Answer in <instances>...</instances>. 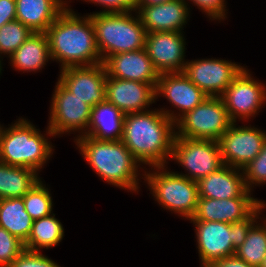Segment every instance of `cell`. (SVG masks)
<instances>
[{
	"mask_svg": "<svg viewBox=\"0 0 266 267\" xmlns=\"http://www.w3.org/2000/svg\"><path fill=\"white\" fill-rule=\"evenodd\" d=\"M53 91L47 127L55 138L74 134L72 139H76L84 135L89 128L92 107L75 97L58 80Z\"/></svg>",
	"mask_w": 266,
	"mask_h": 267,
	"instance_id": "obj_8",
	"label": "cell"
},
{
	"mask_svg": "<svg viewBox=\"0 0 266 267\" xmlns=\"http://www.w3.org/2000/svg\"><path fill=\"white\" fill-rule=\"evenodd\" d=\"M190 10V6L185 0H171L157 5L137 6L136 8L147 33L184 32V27L190 20Z\"/></svg>",
	"mask_w": 266,
	"mask_h": 267,
	"instance_id": "obj_19",
	"label": "cell"
},
{
	"mask_svg": "<svg viewBox=\"0 0 266 267\" xmlns=\"http://www.w3.org/2000/svg\"><path fill=\"white\" fill-rule=\"evenodd\" d=\"M33 33L20 21L14 20L0 27V63L4 56L9 58Z\"/></svg>",
	"mask_w": 266,
	"mask_h": 267,
	"instance_id": "obj_30",
	"label": "cell"
},
{
	"mask_svg": "<svg viewBox=\"0 0 266 267\" xmlns=\"http://www.w3.org/2000/svg\"><path fill=\"white\" fill-rule=\"evenodd\" d=\"M260 267H266V255H265V257H264V259H263V262H262V264L260 265Z\"/></svg>",
	"mask_w": 266,
	"mask_h": 267,
	"instance_id": "obj_40",
	"label": "cell"
},
{
	"mask_svg": "<svg viewBox=\"0 0 266 267\" xmlns=\"http://www.w3.org/2000/svg\"><path fill=\"white\" fill-rule=\"evenodd\" d=\"M263 212L265 213L264 209L258 207L248 218L231 223V230L233 231V247L235 249L243 244L251 227L264 216Z\"/></svg>",
	"mask_w": 266,
	"mask_h": 267,
	"instance_id": "obj_35",
	"label": "cell"
},
{
	"mask_svg": "<svg viewBox=\"0 0 266 267\" xmlns=\"http://www.w3.org/2000/svg\"><path fill=\"white\" fill-rule=\"evenodd\" d=\"M258 207L266 210V202L258 198H198L195 215L189 221L234 223L248 218Z\"/></svg>",
	"mask_w": 266,
	"mask_h": 267,
	"instance_id": "obj_18",
	"label": "cell"
},
{
	"mask_svg": "<svg viewBox=\"0 0 266 267\" xmlns=\"http://www.w3.org/2000/svg\"><path fill=\"white\" fill-rule=\"evenodd\" d=\"M46 184L40 179L24 196L26 212L32 220H38L53 213V197Z\"/></svg>",
	"mask_w": 266,
	"mask_h": 267,
	"instance_id": "obj_29",
	"label": "cell"
},
{
	"mask_svg": "<svg viewBox=\"0 0 266 267\" xmlns=\"http://www.w3.org/2000/svg\"><path fill=\"white\" fill-rule=\"evenodd\" d=\"M8 267H61L39 251L24 250Z\"/></svg>",
	"mask_w": 266,
	"mask_h": 267,
	"instance_id": "obj_34",
	"label": "cell"
},
{
	"mask_svg": "<svg viewBox=\"0 0 266 267\" xmlns=\"http://www.w3.org/2000/svg\"><path fill=\"white\" fill-rule=\"evenodd\" d=\"M183 33L166 31L146 34L145 50L159 74L183 72L187 62V39Z\"/></svg>",
	"mask_w": 266,
	"mask_h": 267,
	"instance_id": "obj_14",
	"label": "cell"
},
{
	"mask_svg": "<svg viewBox=\"0 0 266 267\" xmlns=\"http://www.w3.org/2000/svg\"><path fill=\"white\" fill-rule=\"evenodd\" d=\"M221 98L233 122H248L259 115L266 104V85L256 80L245 67Z\"/></svg>",
	"mask_w": 266,
	"mask_h": 267,
	"instance_id": "obj_10",
	"label": "cell"
},
{
	"mask_svg": "<svg viewBox=\"0 0 266 267\" xmlns=\"http://www.w3.org/2000/svg\"><path fill=\"white\" fill-rule=\"evenodd\" d=\"M2 64L0 63V75L2 74L3 68H2Z\"/></svg>",
	"mask_w": 266,
	"mask_h": 267,
	"instance_id": "obj_41",
	"label": "cell"
},
{
	"mask_svg": "<svg viewBox=\"0 0 266 267\" xmlns=\"http://www.w3.org/2000/svg\"><path fill=\"white\" fill-rule=\"evenodd\" d=\"M197 183L199 197L202 198H254L245 185L243 171L228 165H223Z\"/></svg>",
	"mask_w": 266,
	"mask_h": 267,
	"instance_id": "obj_21",
	"label": "cell"
},
{
	"mask_svg": "<svg viewBox=\"0 0 266 267\" xmlns=\"http://www.w3.org/2000/svg\"><path fill=\"white\" fill-rule=\"evenodd\" d=\"M175 136V123L160 109L125 114L121 141L144 169L172 161Z\"/></svg>",
	"mask_w": 266,
	"mask_h": 267,
	"instance_id": "obj_1",
	"label": "cell"
},
{
	"mask_svg": "<svg viewBox=\"0 0 266 267\" xmlns=\"http://www.w3.org/2000/svg\"><path fill=\"white\" fill-rule=\"evenodd\" d=\"M233 122L219 138L221 158L224 165L242 170L261 152L266 142V131L254 125Z\"/></svg>",
	"mask_w": 266,
	"mask_h": 267,
	"instance_id": "obj_11",
	"label": "cell"
},
{
	"mask_svg": "<svg viewBox=\"0 0 266 267\" xmlns=\"http://www.w3.org/2000/svg\"><path fill=\"white\" fill-rule=\"evenodd\" d=\"M16 20L33 32H46L69 6L68 0H15Z\"/></svg>",
	"mask_w": 266,
	"mask_h": 267,
	"instance_id": "obj_22",
	"label": "cell"
},
{
	"mask_svg": "<svg viewBox=\"0 0 266 267\" xmlns=\"http://www.w3.org/2000/svg\"><path fill=\"white\" fill-rule=\"evenodd\" d=\"M9 64L18 72H41L51 59L46 32H33L9 57Z\"/></svg>",
	"mask_w": 266,
	"mask_h": 267,
	"instance_id": "obj_23",
	"label": "cell"
},
{
	"mask_svg": "<svg viewBox=\"0 0 266 267\" xmlns=\"http://www.w3.org/2000/svg\"><path fill=\"white\" fill-rule=\"evenodd\" d=\"M14 122L8 127L0 123V162L41 172L53 157L55 146L49 139L55 138L54 134L48 127L46 134L41 133L24 117Z\"/></svg>",
	"mask_w": 266,
	"mask_h": 267,
	"instance_id": "obj_4",
	"label": "cell"
},
{
	"mask_svg": "<svg viewBox=\"0 0 266 267\" xmlns=\"http://www.w3.org/2000/svg\"><path fill=\"white\" fill-rule=\"evenodd\" d=\"M72 3L71 0H69ZM102 7L99 13H125L136 11L137 0H81Z\"/></svg>",
	"mask_w": 266,
	"mask_h": 267,
	"instance_id": "obj_36",
	"label": "cell"
},
{
	"mask_svg": "<svg viewBox=\"0 0 266 267\" xmlns=\"http://www.w3.org/2000/svg\"><path fill=\"white\" fill-rule=\"evenodd\" d=\"M155 87L156 84L112 78L107 75L106 100L123 114L148 111L156 102Z\"/></svg>",
	"mask_w": 266,
	"mask_h": 267,
	"instance_id": "obj_17",
	"label": "cell"
},
{
	"mask_svg": "<svg viewBox=\"0 0 266 267\" xmlns=\"http://www.w3.org/2000/svg\"><path fill=\"white\" fill-rule=\"evenodd\" d=\"M232 60L206 58L188 60L183 73L208 97H221L226 88L247 66Z\"/></svg>",
	"mask_w": 266,
	"mask_h": 267,
	"instance_id": "obj_12",
	"label": "cell"
},
{
	"mask_svg": "<svg viewBox=\"0 0 266 267\" xmlns=\"http://www.w3.org/2000/svg\"><path fill=\"white\" fill-rule=\"evenodd\" d=\"M52 61L60 70L102 63L90 14L81 16L69 5L46 31Z\"/></svg>",
	"mask_w": 266,
	"mask_h": 267,
	"instance_id": "obj_2",
	"label": "cell"
},
{
	"mask_svg": "<svg viewBox=\"0 0 266 267\" xmlns=\"http://www.w3.org/2000/svg\"><path fill=\"white\" fill-rule=\"evenodd\" d=\"M202 11L211 21H224L227 19L228 9L225 0H185ZM191 2V3H190Z\"/></svg>",
	"mask_w": 266,
	"mask_h": 267,
	"instance_id": "obj_33",
	"label": "cell"
},
{
	"mask_svg": "<svg viewBox=\"0 0 266 267\" xmlns=\"http://www.w3.org/2000/svg\"><path fill=\"white\" fill-rule=\"evenodd\" d=\"M144 170L143 183L147 184L149 193L159 206L185 220L195 215L199 198L197 182L177 174L168 165Z\"/></svg>",
	"mask_w": 266,
	"mask_h": 267,
	"instance_id": "obj_6",
	"label": "cell"
},
{
	"mask_svg": "<svg viewBox=\"0 0 266 267\" xmlns=\"http://www.w3.org/2000/svg\"><path fill=\"white\" fill-rule=\"evenodd\" d=\"M155 93L156 101L162 96L171 104L172 110H160L174 123L208 98L183 72L159 74Z\"/></svg>",
	"mask_w": 266,
	"mask_h": 267,
	"instance_id": "obj_13",
	"label": "cell"
},
{
	"mask_svg": "<svg viewBox=\"0 0 266 267\" xmlns=\"http://www.w3.org/2000/svg\"><path fill=\"white\" fill-rule=\"evenodd\" d=\"M39 174L0 162V199L23 197L42 178Z\"/></svg>",
	"mask_w": 266,
	"mask_h": 267,
	"instance_id": "obj_26",
	"label": "cell"
},
{
	"mask_svg": "<svg viewBox=\"0 0 266 267\" xmlns=\"http://www.w3.org/2000/svg\"><path fill=\"white\" fill-rule=\"evenodd\" d=\"M124 117L125 114L105 100L92 108L89 128L84 135L97 140L120 141Z\"/></svg>",
	"mask_w": 266,
	"mask_h": 267,
	"instance_id": "obj_24",
	"label": "cell"
},
{
	"mask_svg": "<svg viewBox=\"0 0 266 267\" xmlns=\"http://www.w3.org/2000/svg\"><path fill=\"white\" fill-rule=\"evenodd\" d=\"M24 250L21 240L0 227V267H8Z\"/></svg>",
	"mask_w": 266,
	"mask_h": 267,
	"instance_id": "obj_32",
	"label": "cell"
},
{
	"mask_svg": "<svg viewBox=\"0 0 266 267\" xmlns=\"http://www.w3.org/2000/svg\"><path fill=\"white\" fill-rule=\"evenodd\" d=\"M16 20V1L0 0V27Z\"/></svg>",
	"mask_w": 266,
	"mask_h": 267,
	"instance_id": "obj_37",
	"label": "cell"
},
{
	"mask_svg": "<svg viewBox=\"0 0 266 267\" xmlns=\"http://www.w3.org/2000/svg\"><path fill=\"white\" fill-rule=\"evenodd\" d=\"M232 123L222 98L208 97L175 123V137L218 141Z\"/></svg>",
	"mask_w": 266,
	"mask_h": 267,
	"instance_id": "obj_7",
	"label": "cell"
},
{
	"mask_svg": "<svg viewBox=\"0 0 266 267\" xmlns=\"http://www.w3.org/2000/svg\"><path fill=\"white\" fill-rule=\"evenodd\" d=\"M171 0H137V6H152V5H157L161 4L164 2H168Z\"/></svg>",
	"mask_w": 266,
	"mask_h": 267,
	"instance_id": "obj_39",
	"label": "cell"
},
{
	"mask_svg": "<svg viewBox=\"0 0 266 267\" xmlns=\"http://www.w3.org/2000/svg\"><path fill=\"white\" fill-rule=\"evenodd\" d=\"M103 64L109 77L157 84L159 73L145 48L111 55Z\"/></svg>",
	"mask_w": 266,
	"mask_h": 267,
	"instance_id": "obj_20",
	"label": "cell"
},
{
	"mask_svg": "<svg viewBox=\"0 0 266 267\" xmlns=\"http://www.w3.org/2000/svg\"><path fill=\"white\" fill-rule=\"evenodd\" d=\"M194 225L200 267L233 256V231L231 224L215 221H190Z\"/></svg>",
	"mask_w": 266,
	"mask_h": 267,
	"instance_id": "obj_16",
	"label": "cell"
},
{
	"mask_svg": "<svg viewBox=\"0 0 266 267\" xmlns=\"http://www.w3.org/2000/svg\"><path fill=\"white\" fill-rule=\"evenodd\" d=\"M247 189L253 193L255 186L266 185V142L258 156L243 169Z\"/></svg>",
	"mask_w": 266,
	"mask_h": 267,
	"instance_id": "obj_31",
	"label": "cell"
},
{
	"mask_svg": "<svg viewBox=\"0 0 266 267\" xmlns=\"http://www.w3.org/2000/svg\"><path fill=\"white\" fill-rule=\"evenodd\" d=\"M89 14L102 63L111 55L145 48L147 32L137 11Z\"/></svg>",
	"mask_w": 266,
	"mask_h": 267,
	"instance_id": "obj_5",
	"label": "cell"
},
{
	"mask_svg": "<svg viewBox=\"0 0 266 267\" xmlns=\"http://www.w3.org/2000/svg\"><path fill=\"white\" fill-rule=\"evenodd\" d=\"M74 142L79 153L100 179L116 188L138 194L142 182L140 179H144L145 170L121 140H97L82 135L74 139Z\"/></svg>",
	"mask_w": 266,
	"mask_h": 267,
	"instance_id": "obj_3",
	"label": "cell"
},
{
	"mask_svg": "<svg viewBox=\"0 0 266 267\" xmlns=\"http://www.w3.org/2000/svg\"><path fill=\"white\" fill-rule=\"evenodd\" d=\"M64 227L54 213L47 215L32 223L31 233L24 243V248L29 251H39L51 249L62 242L64 237Z\"/></svg>",
	"mask_w": 266,
	"mask_h": 267,
	"instance_id": "obj_27",
	"label": "cell"
},
{
	"mask_svg": "<svg viewBox=\"0 0 266 267\" xmlns=\"http://www.w3.org/2000/svg\"><path fill=\"white\" fill-rule=\"evenodd\" d=\"M261 222V223H260ZM237 258L253 267H260L266 255V217H261L250 229L241 246L235 250Z\"/></svg>",
	"mask_w": 266,
	"mask_h": 267,
	"instance_id": "obj_28",
	"label": "cell"
},
{
	"mask_svg": "<svg viewBox=\"0 0 266 267\" xmlns=\"http://www.w3.org/2000/svg\"><path fill=\"white\" fill-rule=\"evenodd\" d=\"M33 220L25 210L23 197L0 199V227L25 243Z\"/></svg>",
	"mask_w": 266,
	"mask_h": 267,
	"instance_id": "obj_25",
	"label": "cell"
},
{
	"mask_svg": "<svg viewBox=\"0 0 266 267\" xmlns=\"http://www.w3.org/2000/svg\"><path fill=\"white\" fill-rule=\"evenodd\" d=\"M171 159L185 170V174L175 171L177 174L195 182L224 165L218 141L214 140L175 137Z\"/></svg>",
	"mask_w": 266,
	"mask_h": 267,
	"instance_id": "obj_9",
	"label": "cell"
},
{
	"mask_svg": "<svg viewBox=\"0 0 266 267\" xmlns=\"http://www.w3.org/2000/svg\"><path fill=\"white\" fill-rule=\"evenodd\" d=\"M206 267H253L235 255L214 261Z\"/></svg>",
	"mask_w": 266,
	"mask_h": 267,
	"instance_id": "obj_38",
	"label": "cell"
},
{
	"mask_svg": "<svg viewBox=\"0 0 266 267\" xmlns=\"http://www.w3.org/2000/svg\"><path fill=\"white\" fill-rule=\"evenodd\" d=\"M58 81L73 95L92 108L106 100L107 72L103 63L67 67L59 72Z\"/></svg>",
	"mask_w": 266,
	"mask_h": 267,
	"instance_id": "obj_15",
	"label": "cell"
}]
</instances>
